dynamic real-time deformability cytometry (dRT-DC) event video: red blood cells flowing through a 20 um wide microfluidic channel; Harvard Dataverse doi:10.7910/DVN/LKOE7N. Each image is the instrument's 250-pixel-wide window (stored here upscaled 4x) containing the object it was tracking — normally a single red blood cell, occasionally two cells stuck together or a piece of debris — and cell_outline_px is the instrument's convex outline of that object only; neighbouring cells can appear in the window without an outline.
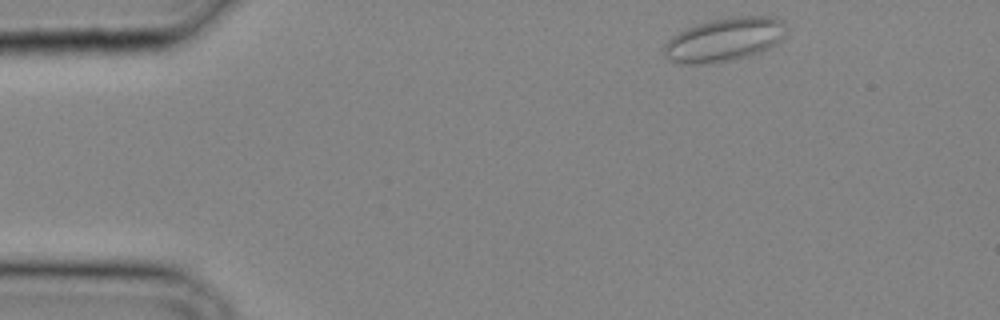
{"species": "common noctule bat (a hibernating species)", "species_latin": "Nyctalus noctula", "temperature_condition": "cold", "stored_images_in_passage": 26, "camera_frame_rate_fps": 3000, "um_per_image_px": 0.085, "animal": {"sex": "male", "body_mass_g": 20.4}, "frame": {"image": 1, "passage_image": 1, "time_ms": 0.0, "image_size_px": [1000, 320], "cell_outline_px": [[784, 36], [776, 44], [760, 52], [748, 56], [732, 60], [704, 64], [684, 64], [672, 60], [664, 56], [664, 44], [672, 36], [696, 24], [712, 20], [732, 16], [768, 16], [780, 20], [784, 24]], "centroid_in_image_um": [61.56, 3.37], "position_along_channel_um": 23.4, "area_um2": 30.75}}
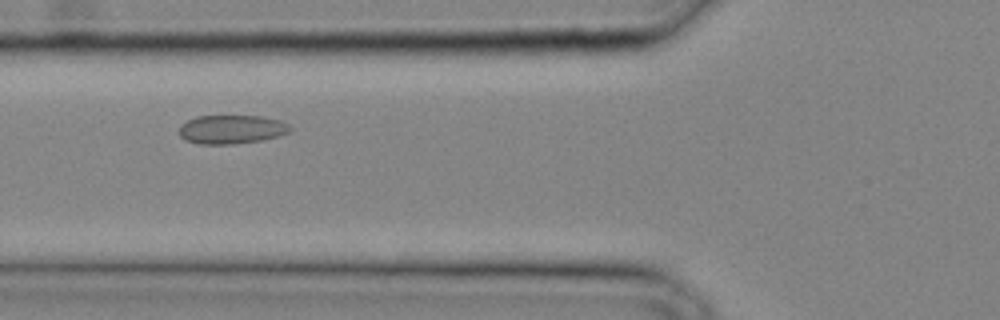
{"frame": {"image": 2, "passage_image": 9, "time_ms": 2.667, "image_size_px": [1000, 320], "cell_outline_px": [[292, 128], [288, 132], [276, 136], [260, 140], [232, 144], [200, 144], [184, 140], [180, 136], [180, 124], [196, 116], [264, 116], [280, 120], [288, 124]], "centroid_in_image_um": [19.65, 10.99], "position_along_channel_um": 106.1, "area_um2": 18.55}}
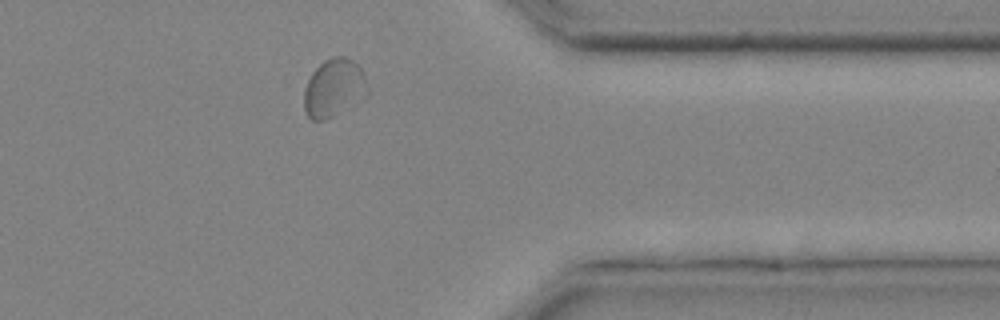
{"frame": {"image": 3, "passage_image": 24, "time_ms": 7.667, "image_size_px": [1000, 320], "cell_outline_px": [[368, 92], [360, 100], [332, 116], [324, 120], [312, 120], [304, 112], [304, 88], [312, 72], [324, 60], [332, 56], [344, 56], [352, 60], [364, 72], [368, 84]], "centroid_in_image_um": [28.37, 7.46], "position_along_channel_um": 383.0, "area_um2": 21.44}}